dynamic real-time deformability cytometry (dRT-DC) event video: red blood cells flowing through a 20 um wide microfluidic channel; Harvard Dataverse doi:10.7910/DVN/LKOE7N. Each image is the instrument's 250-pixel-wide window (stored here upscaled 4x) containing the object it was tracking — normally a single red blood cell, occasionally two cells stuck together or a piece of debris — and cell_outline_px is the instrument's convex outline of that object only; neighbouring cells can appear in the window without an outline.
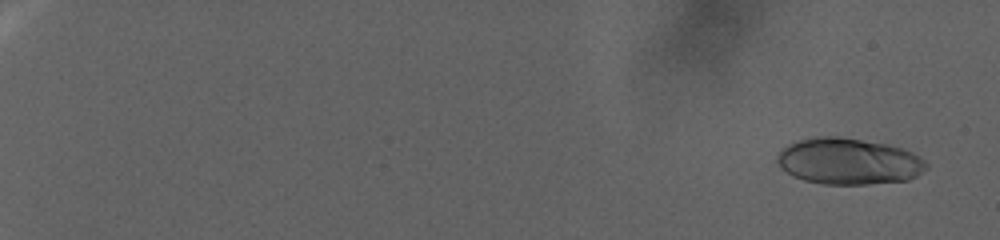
{"species": "human", "species_latin": "Homo sapiens", "temperature_condition": "warm", "stored_images_in_passage": 105, "camera_frame_rate_fps": 3000, "um_per_image_px": 0.085, "donor": {"sex": "female"}, "frame": {"image": 1, "passage_image": 6, "time_ms": 1.667, "image_size_px": [1000, 240], "cell_outline_px": [[928, 168], [916, 176], [908, 180], [868, 184], [824, 184], [804, 180], [792, 176], [780, 168], [776, 160], [776, 156], [788, 144], [800, 140], [816, 136], [840, 136], [888, 144], [904, 148], [920, 156], [928, 164]], "centroid_in_image_um": [72.15, 13.71], "position_along_channel_um": 12.9, "area_um2": 40.58}}
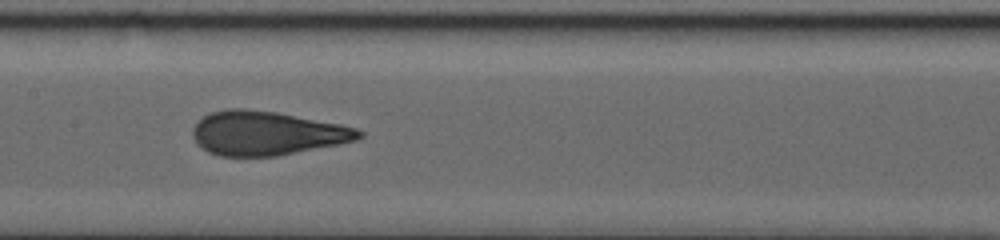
{"frame": {"image": 2, "passage_image": 62, "time_ms": 20.333, "image_size_px": [1000, 240], "cell_outline_px": [[364, 136], [356, 140], [340, 144], [276, 156], [220, 156], [208, 152], [196, 144], [192, 136], [192, 128], [204, 116], [212, 112], [228, 108], [244, 108], [276, 112], [340, 124], [356, 128], [364, 132]], "centroid_in_image_um": [22.66, 11.32], "position_along_channel_um": 184.7, "area_um2": 42.66}}
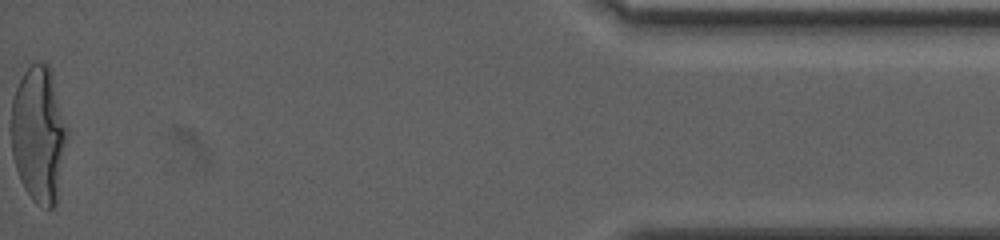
{"frame": {"image": 3, "passage_image": 105, "time_ms": 34.667, "image_size_px": [1000, 240], "cell_outline_px": [[68, 136], [56, 204], [52, 208], [48, 208], [36, 204], [32, 200], [24, 188], [20, 180], [12, 156], [12, 100], [16, 88], [24, 72], [32, 64], [48, 64], [52, 68], [68, 132]], "centroid_in_image_um": [3.31, 11.43], "position_along_channel_um": 431.9, "area_um2": 44.51}}